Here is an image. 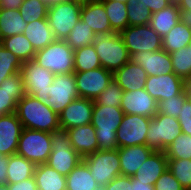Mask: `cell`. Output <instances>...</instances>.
<instances>
[{"label":"cell","mask_w":191,"mask_h":190,"mask_svg":"<svg viewBox=\"0 0 191 190\" xmlns=\"http://www.w3.org/2000/svg\"><path fill=\"white\" fill-rule=\"evenodd\" d=\"M15 113L23 128L48 133L60 129L59 115L34 96H23L17 102Z\"/></svg>","instance_id":"cell-1"},{"label":"cell","mask_w":191,"mask_h":190,"mask_svg":"<svg viewBox=\"0 0 191 190\" xmlns=\"http://www.w3.org/2000/svg\"><path fill=\"white\" fill-rule=\"evenodd\" d=\"M123 115L120 107L94 105L91 124L95 128L99 150H116L118 148L116 132Z\"/></svg>","instance_id":"cell-2"},{"label":"cell","mask_w":191,"mask_h":190,"mask_svg":"<svg viewBox=\"0 0 191 190\" xmlns=\"http://www.w3.org/2000/svg\"><path fill=\"white\" fill-rule=\"evenodd\" d=\"M34 97L59 115L68 104L79 97L74 73L55 75L53 83L38 91Z\"/></svg>","instance_id":"cell-3"},{"label":"cell","mask_w":191,"mask_h":190,"mask_svg":"<svg viewBox=\"0 0 191 190\" xmlns=\"http://www.w3.org/2000/svg\"><path fill=\"white\" fill-rule=\"evenodd\" d=\"M93 45L102 67L113 73L131 60L120 33L97 35Z\"/></svg>","instance_id":"cell-4"},{"label":"cell","mask_w":191,"mask_h":190,"mask_svg":"<svg viewBox=\"0 0 191 190\" xmlns=\"http://www.w3.org/2000/svg\"><path fill=\"white\" fill-rule=\"evenodd\" d=\"M33 60L54 75L74 73V50L65 40H56L36 51Z\"/></svg>","instance_id":"cell-5"},{"label":"cell","mask_w":191,"mask_h":190,"mask_svg":"<svg viewBox=\"0 0 191 190\" xmlns=\"http://www.w3.org/2000/svg\"><path fill=\"white\" fill-rule=\"evenodd\" d=\"M52 152L47 165L63 176H67L83 158L74 150L65 129L51 132Z\"/></svg>","instance_id":"cell-6"},{"label":"cell","mask_w":191,"mask_h":190,"mask_svg":"<svg viewBox=\"0 0 191 190\" xmlns=\"http://www.w3.org/2000/svg\"><path fill=\"white\" fill-rule=\"evenodd\" d=\"M83 1L72 0L48 6L47 20L57 40H65L80 19Z\"/></svg>","instance_id":"cell-7"},{"label":"cell","mask_w":191,"mask_h":190,"mask_svg":"<svg viewBox=\"0 0 191 190\" xmlns=\"http://www.w3.org/2000/svg\"><path fill=\"white\" fill-rule=\"evenodd\" d=\"M83 161L101 189L121 175L118 148L116 150H97L83 157Z\"/></svg>","instance_id":"cell-8"},{"label":"cell","mask_w":191,"mask_h":190,"mask_svg":"<svg viewBox=\"0 0 191 190\" xmlns=\"http://www.w3.org/2000/svg\"><path fill=\"white\" fill-rule=\"evenodd\" d=\"M182 133L178 118L156 114L150 119L146 145L153 151L165 152L166 148Z\"/></svg>","instance_id":"cell-9"},{"label":"cell","mask_w":191,"mask_h":190,"mask_svg":"<svg viewBox=\"0 0 191 190\" xmlns=\"http://www.w3.org/2000/svg\"><path fill=\"white\" fill-rule=\"evenodd\" d=\"M51 133L23 128L17 154L35 165L47 163L52 152Z\"/></svg>","instance_id":"cell-10"},{"label":"cell","mask_w":191,"mask_h":190,"mask_svg":"<svg viewBox=\"0 0 191 190\" xmlns=\"http://www.w3.org/2000/svg\"><path fill=\"white\" fill-rule=\"evenodd\" d=\"M120 35L131 56L136 52H155L162 49V37L150 24L127 26Z\"/></svg>","instance_id":"cell-11"},{"label":"cell","mask_w":191,"mask_h":190,"mask_svg":"<svg viewBox=\"0 0 191 190\" xmlns=\"http://www.w3.org/2000/svg\"><path fill=\"white\" fill-rule=\"evenodd\" d=\"M150 119L138 114H124L116 132L118 148L146 145Z\"/></svg>","instance_id":"cell-12"},{"label":"cell","mask_w":191,"mask_h":190,"mask_svg":"<svg viewBox=\"0 0 191 190\" xmlns=\"http://www.w3.org/2000/svg\"><path fill=\"white\" fill-rule=\"evenodd\" d=\"M79 97L95 100L113 80V72L98 67L84 72H74Z\"/></svg>","instance_id":"cell-13"},{"label":"cell","mask_w":191,"mask_h":190,"mask_svg":"<svg viewBox=\"0 0 191 190\" xmlns=\"http://www.w3.org/2000/svg\"><path fill=\"white\" fill-rule=\"evenodd\" d=\"M186 85L187 82L185 80L178 77L175 73H169L160 76H148L145 90L157 102H160L181 94L186 89Z\"/></svg>","instance_id":"cell-14"},{"label":"cell","mask_w":191,"mask_h":190,"mask_svg":"<svg viewBox=\"0 0 191 190\" xmlns=\"http://www.w3.org/2000/svg\"><path fill=\"white\" fill-rule=\"evenodd\" d=\"M94 109V100L78 97L68 104L59 114L61 129H72L91 124Z\"/></svg>","instance_id":"cell-15"},{"label":"cell","mask_w":191,"mask_h":190,"mask_svg":"<svg viewBox=\"0 0 191 190\" xmlns=\"http://www.w3.org/2000/svg\"><path fill=\"white\" fill-rule=\"evenodd\" d=\"M120 108L124 114L152 118L157 112V101L145 89L124 91Z\"/></svg>","instance_id":"cell-16"},{"label":"cell","mask_w":191,"mask_h":190,"mask_svg":"<svg viewBox=\"0 0 191 190\" xmlns=\"http://www.w3.org/2000/svg\"><path fill=\"white\" fill-rule=\"evenodd\" d=\"M131 60L141 66L147 76L174 73L170 53L163 49L155 52H136L131 56Z\"/></svg>","instance_id":"cell-17"},{"label":"cell","mask_w":191,"mask_h":190,"mask_svg":"<svg viewBox=\"0 0 191 190\" xmlns=\"http://www.w3.org/2000/svg\"><path fill=\"white\" fill-rule=\"evenodd\" d=\"M26 95L34 96L53 83L54 74L34 60L24 62L20 70Z\"/></svg>","instance_id":"cell-18"},{"label":"cell","mask_w":191,"mask_h":190,"mask_svg":"<svg viewBox=\"0 0 191 190\" xmlns=\"http://www.w3.org/2000/svg\"><path fill=\"white\" fill-rule=\"evenodd\" d=\"M23 126L15 112L0 116V153L10 156L17 153Z\"/></svg>","instance_id":"cell-19"},{"label":"cell","mask_w":191,"mask_h":190,"mask_svg":"<svg viewBox=\"0 0 191 190\" xmlns=\"http://www.w3.org/2000/svg\"><path fill=\"white\" fill-rule=\"evenodd\" d=\"M80 19L91 27L96 35L115 33L110 25L104 4L100 0L84 1L81 6Z\"/></svg>","instance_id":"cell-20"},{"label":"cell","mask_w":191,"mask_h":190,"mask_svg":"<svg viewBox=\"0 0 191 190\" xmlns=\"http://www.w3.org/2000/svg\"><path fill=\"white\" fill-rule=\"evenodd\" d=\"M25 95L20 73L5 78L0 84V116L16 112L17 102Z\"/></svg>","instance_id":"cell-21"},{"label":"cell","mask_w":191,"mask_h":190,"mask_svg":"<svg viewBox=\"0 0 191 190\" xmlns=\"http://www.w3.org/2000/svg\"><path fill=\"white\" fill-rule=\"evenodd\" d=\"M147 77L146 71L132 60L113 73V79L123 91L145 89Z\"/></svg>","instance_id":"cell-22"},{"label":"cell","mask_w":191,"mask_h":190,"mask_svg":"<svg viewBox=\"0 0 191 190\" xmlns=\"http://www.w3.org/2000/svg\"><path fill=\"white\" fill-rule=\"evenodd\" d=\"M152 152L153 150L147 145L118 148L121 175L134 176Z\"/></svg>","instance_id":"cell-23"},{"label":"cell","mask_w":191,"mask_h":190,"mask_svg":"<svg viewBox=\"0 0 191 190\" xmlns=\"http://www.w3.org/2000/svg\"><path fill=\"white\" fill-rule=\"evenodd\" d=\"M74 150L83 158L99 150V144L92 124L66 130Z\"/></svg>","instance_id":"cell-24"},{"label":"cell","mask_w":191,"mask_h":190,"mask_svg":"<svg viewBox=\"0 0 191 190\" xmlns=\"http://www.w3.org/2000/svg\"><path fill=\"white\" fill-rule=\"evenodd\" d=\"M168 169V159L165 152L153 151L133 176L138 181L155 185L157 179Z\"/></svg>","instance_id":"cell-25"},{"label":"cell","mask_w":191,"mask_h":190,"mask_svg":"<svg viewBox=\"0 0 191 190\" xmlns=\"http://www.w3.org/2000/svg\"><path fill=\"white\" fill-rule=\"evenodd\" d=\"M23 34L31 42L35 51L41 50L57 40L47 19H38L28 23Z\"/></svg>","instance_id":"cell-26"},{"label":"cell","mask_w":191,"mask_h":190,"mask_svg":"<svg viewBox=\"0 0 191 190\" xmlns=\"http://www.w3.org/2000/svg\"><path fill=\"white\" fill-rule=\"evenodd\" d=\"M33 177L38 190H66V176L61 175L46 163L36 165Z\"/></svg>","instance_id":"cell-27"},{"label":"cell","mask_w":191,"mask_h":190,"mask_svg":"<svg viewBox=\"0 0 191 190\" xmlns=\"http://www.w3.org/2000/svg\"><path fill=\"white\" fill-rule=\"evenodd\" d=\"M179 19V8L175 1L170 5L152 13L150 19V26L154 29L159 36H165L178 22Z\"/></svg>","instance_id":"cell-28"},{"label":"cell","mask_w":191,"mask_h":190,"mask_svg":"<svg viewBox=\"0 0 191 190\" xmlns=\"http://www.w3.org/2000/svg\"><path fill=\"white\" fill-rule=\"evenodd\" d=\"M66 190H101L82 160L67 176Z\"/></svg>","instance_id":"cell-29"},{"label":"cell","mask_w":191,"mask_h":190,"mask_svg":"<svg viewBox=\"0 0 191 190\" xmlns=\"http://www.w3.org/2000/svg\"><path fill=\"white\" fill-rule=\"evenodd\" d=\"M191 44V28L178 22L165 36L162 37V49L173 53Z\"/></svg>","instance_id":"cell-30"},{"label":"cell","mask_w":191,"mask_h":190,"mask_svg":"<svg viewBox=\"0 0 191 190\" xmlns=\"http://www.w3.org/2000/svg\"><path fill=\"white\" fill-rule=\"evenodd\" d=\"M36 165L25 157L16 154L9 156L8 184L18 183L34 176Z\"/></svg>","instance_id":"cell-31"},{"label":"cell","mask_w":191,"mask_h":190,"mask_svg":"<svg viewBox=\"0 0 191 190\" xmlns=\"http://www.w3.org/2000/svg\"><path fill=\"white\" fill-rule=\"evenodd\" d=\"M0 44L16 55L22 63L33 60L36 54L31 42L23 33L4 38L0 40Z\"/></svg>","instance_id":"cell-32"},{"label":"cell","mask_w":191,"mask_h":190,"mask_svg":"<svg viewBox=\"0 0 191 190\" xmlns=\"http://www.w3.org/2000/svg\"><path fill=\"white\" fill-rule=\"evenodd\" d=\"M26 26L19 9L0 10V40L23 33Z\"/></svg>","instance_id":"cell-33"},{"label":"cell","mask_w":191,"mask_h":190,"mask_svg":"<svg viewBox=\"0 0 191 190\" xmlns=\"http://www.w3.org/2000/svg\"><path fill=\"white\" fill-rule=\"evenodd\" d=\"M100 1L104 4L110 25L115 33H121L127 26H129L125 3L111 0Z\"/></svg>","instance_id":"cell-34"},{"label":"cell","mask_w":191,"mask_h":190,"mask_svg":"<svg viewBox=\"0 0 191 190\" xmlns=\"http://www.w3.org/2000/svg\"><path fill=\"white\" fill-rule=\"evenodd\" d=\"M102 67L93 44L74 50V72Z\"/></svg>","instance_id":"cell-35"},{"label":"cell","mask_w":191,"mask_h":190,"mask_svg":"<svg viewBox=\"0 0 191 190\" xmlns=\"http://www.w3.org/2000/svg\"><path fill=\"white\" fill-rule=\"evenodd\" d=\"M96 36L91 27H88L84 21L79 19L65 41L75 50L93 44Z\"/></svg>","instance_id":"cell-36"},{"label":"cell","mask_w":191,"mask_h":190,"mask_svg":"<svg viewBox=\"0 0 191 190\" xmlns=\"http://www.w3.org/2000/svg\"><path fill=\"white\" fill-rule=\"evenodd\" d=\"M174 73L185 80H191V44L170 53Z\"/></svg>","instance_id":"cell-37"},{"label":"cell","mask_w":191,"mask_h":190,"mask_svg":"<svg viewBox=\"0 0 191 190\" xmlns=\"http://www.w3.org/2000/svg\"><path fill=\"white\" fill-rule=\"evenodd\" d=\"M129 26L145 25L150 23L151 11L145 7L144 0H129L126 4Z\"/></svg>","instance_id":"cell-38"},{"label":"cell","mask_w":191,"mask_h":190,"mask_svg":"<svg viewBox=\"0 0 191 190\" xmlns=\"http://www.w3.org/2000/svg\"><path fill=\"white\" fill-rule=\"evenodd\" d=\"M19 12L28 24L38 19H47L48 5L43 0H24Z\"/></svg>","instance_id":"cell-39"},{"label":"cell","mask_w":191,"mask_h":190,"mask_svg":"<svg viewBox=\"0 0 191 190\" xmlns=\"http://www.w3.org/2000/svg\"><path fill=\"white\" fill-rule=\"evenodd\" d=\"M168 169L184 190H191V160L168 159Z\"/></svg>","instance_id":"cell-40"},{"label":"cell","mask_w":191,"mask_h":190,"mask_svg":"<svg viewBox=\"0 0 191 190\" xmlns=\"http://www.w3.org/2000/svg\"><path fill=\"white\" fill-rule=\"evenodd\" d=\"M22 64L16 55L0 44V84L5 78L20 73Z\"/></svg>","instance_id":"cell-41"},{"label":"cell","mask_w":191,"mask_h":190,"mask_svg":"<svg viewBox=\"0 0 191 190\" xmlns=\"http://www.w3.org/2000/svg\"><path fill=\"white\" fill-rule=\"evenodd\" d=\"M167 159H189L191 160V136L184 133L166 148Z\"/></svg>","instance_id":"cell-42"},{"label":"cell","mask_w":191,"mask_h":190,"mask_svg":"<svg viewBox=\"0 0 191 190\" xmlns=\"http://www.w3.org/2000/svg\"><path fill=\"white\" fill-rule=\"evenodd\" d=\"M124 91L113 79L106 89L94 100V105L120 107Z\"/></svg>","instance_id":"cell-43"},{"label":"cell","mask_w":191,"mask_h":190,"mask_svg":"<svg viewBox=\"0 0 191 190\" xmlns=\"http://www.w3.org/2000/svg\"><path fill=\"white\" fill-rule=\"evenodd\" d=\"M186 100V91L184 90L181 94L177 96H173L169 99L157 102L156 114H164L167 116L178 118L182 105L185 103Z\"/></svg>","instance_id":"cell-44"},{"label":"cell","mask_w":191,"mask_h":190,"mask_svg":"<svg viewBox=\"0 0 191 190\" xmlns=\"http://www.w3.org/2000/svg\"><path fill=\"white\" fill-rule=\"evenodd\" d=\"M154 187L155 190H184L169 169L162 173Z\"/></svg>","instance_id":"cell-45"},{"label":"cell","mask_w":191,"mask_h":190,"mask_svg":"<svg viewBox=\"0 0 191 190\" xmlns=\"http://www.w3.org/2000/svg\"><path fill=\"white\" fill-rule=\"evenodd\" d=\"M178 121L182 133L191 136V104L188 100L182 105L181 111L179 112Z\"/></svg>","instance_id":"cell-46"},{"label":"cell","mask_w":191,"mask_h":190,"mask_svg":"<svg viewBox=\"0 0 191 190\" xmlns=\"http://www.w3.org/2000/svg\"><path fill=\"white\" fill-rule=\"evenodd\" d=\"M132 177L119 175L101 190H131Z\"/></svg>","instance_id":"cell-47"},{"label":"cell","mask_w":191,"mask_h":190,"mask_svg":"<svg viewBox=\"0 0 191 190\" xmlns=\"http://www.w3.org/2000/svg\"><path fill=\"white\" fill-rule=\"evenodd\" d=\"M9 190H38L34 177L18 183L7 184Z\"/></svg>","instance_id":"cell-48"},{"label":"cell","mask_w":191,"mask_h":190,"mask_svg":"<svg viewBox=\"0 0 191 190\" xmlns=\"http://www.w3.org/2000/svg\"><path fill=\"white\" fill-rule=\"evenodd\" d=\"M144 1H145V7L148 8L151 11V13H155L170 5L174 0H144Z\"/></svg>","instance_id":"cell-49"},{"label":"cell","mask_w":191,"mask_h":190,"mask_svg":"<svg viewBox=\"0 0 191 190\" xmlns=\"http://www.w3.org/2000/svg\"><path fill=\"white\" fill-rule=\"evenodd\" d=\"M9 156H0V185H7Z\"/></svg>","instance_id":"cell-50"},{"label":"cell","mask_w":191,"mask_h":190,"mask_svg":"<svg viewBox=\"0 0 191 190\" xmlns=\"http://www.w3.org/2000/svg\"><path fill=\"white\" fill-rule=\"evenodd\" d=\"M24 0H0V10L19 9Z\"/></svg>","instance_id":"cell-51"},{"label":"cell","mask_w":191,"mask_h":190,"mask_svg":"<svg viewBox=\"0 0 191 190\" xmlns=\"http://www.w3.org/2000/svg\"><path fill=\"white\" fill-rule=\"evenodd\" d=\"M131 190H155L154 185H148V182L138 181L132 176Z\"/></svg>","instance_id":"cell-52"},{"label":"cell","mask_w":191,"mask_h":190,"mask_svg":"<svg viewBox=\"0 0 191 190\" xmlns=\"http://www.w3.org/2000/svg\"><path fill=\"white\" fill-rule=\"evenodd\" d=\"M179 19L180 22L191 28V10L189 9H179Z\"/></svg>","instance_id":"cell-53"},{"label":"cell","mask_w":191,"mask_h":190,"mask_svg":"<svg viewBox=\"0 0 191 190\" xmlns=\"http://www.w3.org/2000/svg\"><path fill=\"white\" fill-rule=\"evenodd\" d=\"M178 5L179 9H189L191 10V0H174Z\"/></svg>","instance_id":"cell-54"},{"label":"cell","mask_w":191,"mask_h":190,"mask_svg":"<svg viewBox=\"0 0 191 190\" xmlns=\"http://www.w3.org/2000/svg\"><path fill=\"white\" fill-rule=\"evenodd\" d=\"M48 6L63 3V2H69L72 0H43Z\"/></svg>","instance_id":"cell-55"},{"label":"cell","mask_w":191,"mask_h":190,"mask_svg":"<svg viewBox=\"0 0 191 190\" xmlns=\"http://www.w3.org/2000/svg\"><path fill=\"white\" fill-rule=\"evenodd\" d=\"M185 91H186V98L191 104V83H187Z\"/></svg>","instance_id":"cell-56"},{"label":"cell","mask_w":191,"mask_h":190,"mask_svg":"<svg viewBox=\"0 0 191 190\" xmlns=\"http://www.w3.org/2000/svg\"><path fill=\"white\" fill-rule=\"evenodd\" d=\"M0 190H9L7 185H0Z\"/></svg>","instance_id":"cell-57"},{"label":"cell","mask_w":191,"mask_h":190,"mask_svg":"<svg viewBox=\"0 0 191 190\" xmlns=\"http://www.w3.org/2000/svg\"><path fill=\"white\" fill-rule=\"evenodd\" d=\"M111 1H119V2L127 4L129 0H111Z\"/></svg>","instance_id":"cell-58"}]
</instances>
